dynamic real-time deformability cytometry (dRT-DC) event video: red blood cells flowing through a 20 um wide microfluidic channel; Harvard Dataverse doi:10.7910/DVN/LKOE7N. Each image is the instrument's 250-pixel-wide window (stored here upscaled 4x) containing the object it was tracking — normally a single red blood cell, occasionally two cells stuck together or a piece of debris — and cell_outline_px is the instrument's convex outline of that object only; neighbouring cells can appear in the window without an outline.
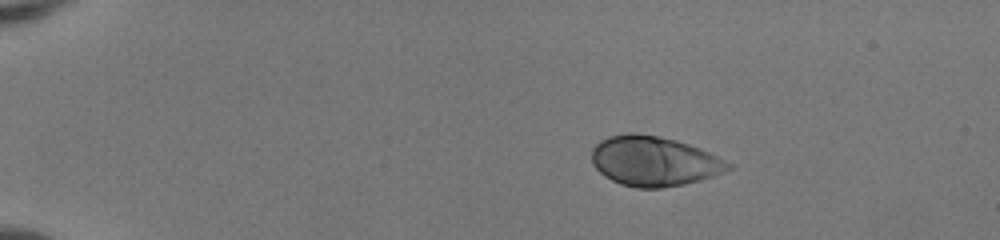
{"species": "human", "species_latin": "Homo sapiens", "temperature_condition": "room temperature", "stored_images_in_passage": 43, "camera_frame_rate_fps": 3000, "um_per_image_px": 0.085, "donor": {"sex": "female"}, "frame": {"image": 1, "passage_image": 1, "time_ms": 0.0, "image_size_px": [1000, 240], "cell_outline_px": [[732, 168], [712, 176], [700, 180], [684, 184], [660, 188], [636, 188], [620, 184], [604, 176], [592, 164], [592, 148], [600, 140], [608, 136], [628, 132], [632, 132], [660, 136], [676, 140], [700, 148], [732, 164]], "centroid_in_image_um": [55.55, 13.69], "position_along_channel_um": 29.4, "area_um2": 39.65}}
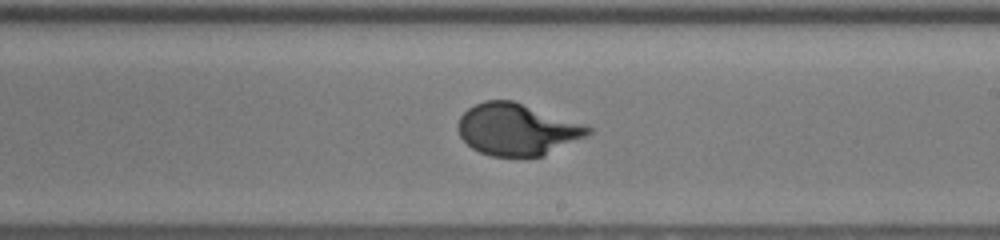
{"frame": {"image": 2, "passage_image": 24, "time_ms": 7.667, "image_size_px": [1000, 240], "cell_outline_px": [[592, 132], [588, 136], [544, 156], [492, 156], [480, 152], [472, 148], [460, 136], [456, 128], [456, 124], [460, 116], [468, 108], [484, 100], [512, 100], [588, 124], [592, 128]], "centroid_in_image_um": [43.99, 10.99], "position_along_channel_um": 245.0, "area_um2": 39.71}}
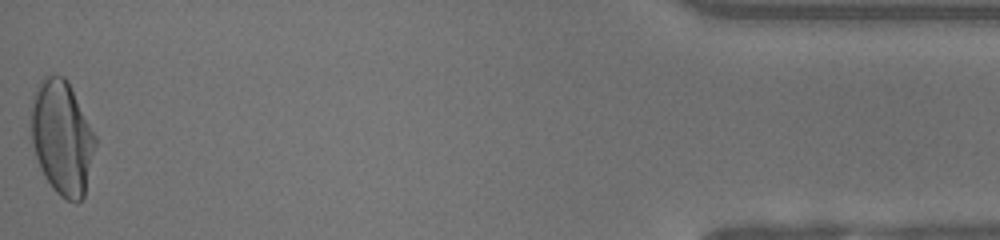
{"frame": {"image": 3, "passage_image": 43, "time_ms": 14.0, "image_size_px": [1000, 240], "cell_outline_px": [[96, 144], [84, 196], [76, 204], [60, 196], [52, 188], [44, 176], [40, 168], [32, 144], [32, 96], [40, 80], [44, 76], [64, 76], [68, 80], [96, 136]], "centroid_in_image_um": [5.28, 11.7], "position_along_channel_um": 429.9, "area_um2": 42.6}, "authors_computed_cell_mechanics": {"area_um2": 38.8994, "velocity_mm_per_s": 4.0982, "shape_relaxation_time_tau1_ms": 3.1008, "shape_relaxation_time_tau2_ms": null, "deformation_change_tau1": 0.1889, "deformation_change_tau2": null}}